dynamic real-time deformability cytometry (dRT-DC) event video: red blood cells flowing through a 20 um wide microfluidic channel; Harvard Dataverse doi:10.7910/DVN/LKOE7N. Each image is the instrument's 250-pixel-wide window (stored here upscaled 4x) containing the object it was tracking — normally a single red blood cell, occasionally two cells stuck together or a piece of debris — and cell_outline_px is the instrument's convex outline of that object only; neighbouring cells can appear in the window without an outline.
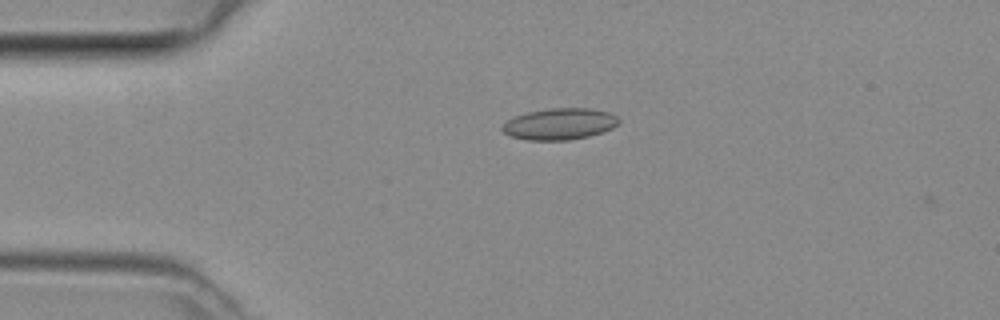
{"species": "common noctule bat (a hibernating species)", "species_latin": "Nyctalus noctula", "temperature_condition": "room temperature", "stored_images_in_passage": 28, "camera_frame_rate_fps": 3000, "um_per_image_px": 0.085, "animal": {"sex": "female", "body_mass_g": 29.2, "forearm_length_mm": 56.3}, "frame": {"image": 1, "passage_image": 2, "time_ms": 0.333, "image_size_px": [1000, 320], "cell_outline_px": [[620, 124], [612, 128], [588, 136], [568, 140], [528, 140], [508, 136], [500, 128], [508, 120], [516, 116], [528, 112], [552, 108], [588, 108], [608, 112], [616, 116], [620, 120]], "centroid_in_image_um": [47.56, 10.54], "position_along_channel_um": 37.4, "area_um2": 21.21}}
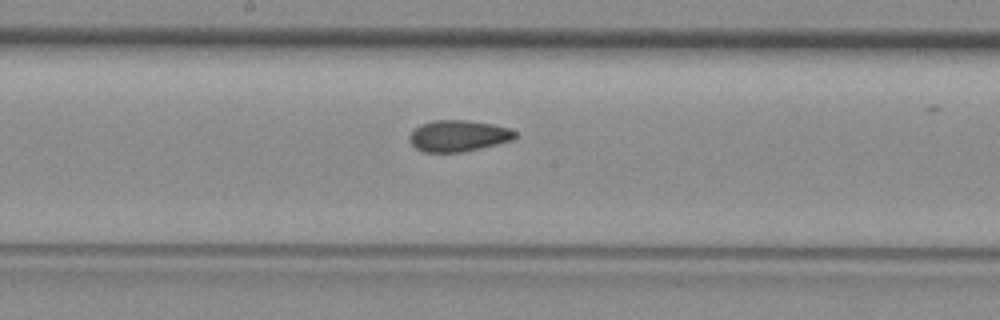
{"frame": {"image": 2, "passage_image": 16, "time_ms": 5.0, "image_size_px": [1000, 320], "cell_outline_px": [[516, 140], [480, 148], [460, 152], [424, 152], [416, 148], [408, 140], [408, 136], [416, 128], [424, 124], [436, 120], [464, 120], [492, 124], [508, 128], [516, 132]], "centroid_in_image_um": [38.98, 11.56], "position_along_channel_um": 209.2, "area_um2": 19.13}}
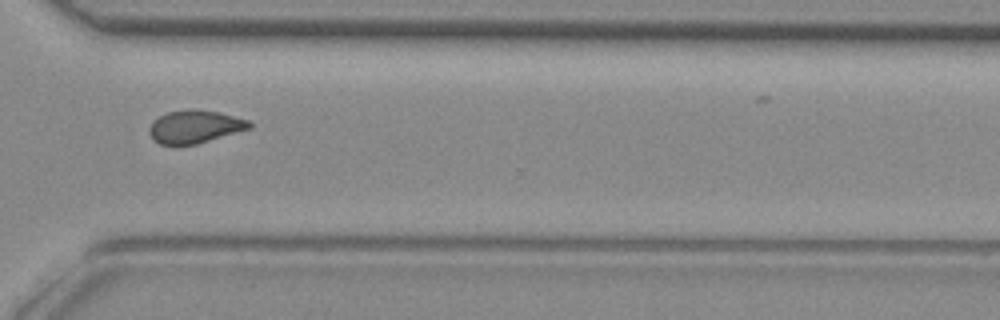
{"frame": {"image": 3, "passage_image": 26, "time_ms": 8.333, "image_size_px": [1000, 320], "cell_outline_px": [[252, 128], [196, 144], [176, 148], [160, 144], [152, 140], [148, 132], [152, 124], [160, 116], [168, 112], [188, 108], [196, 108], [220, 112], [248, 120], [252, 124]], "centroid_in_image_um": [16.54, 10.79], "position_along_channel_um": 354.1, "area_um2": 19.71}}